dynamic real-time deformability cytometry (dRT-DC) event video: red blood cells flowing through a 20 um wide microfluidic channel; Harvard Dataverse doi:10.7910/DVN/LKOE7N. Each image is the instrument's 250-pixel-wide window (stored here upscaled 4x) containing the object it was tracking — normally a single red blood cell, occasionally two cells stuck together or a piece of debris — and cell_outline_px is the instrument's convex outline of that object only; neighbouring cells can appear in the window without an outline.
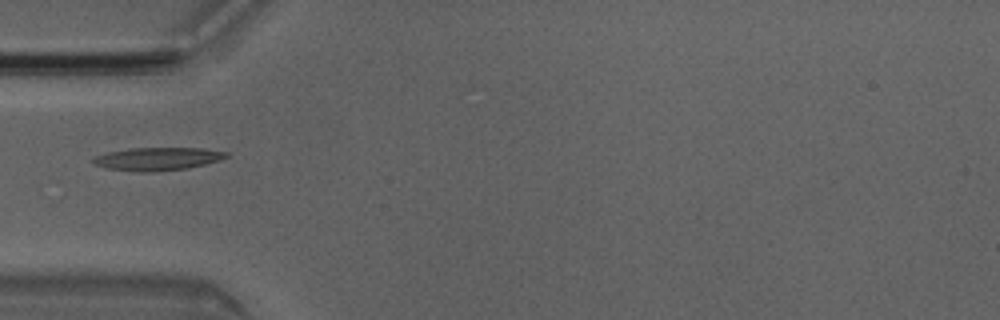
{"species": "Egyptian fruit bat (a non-hibernating species)", "species_latin": "Rousettus aegyptiacus", "temperature_condition": "room temperature", "stored_images_in_passage": 4, "camera_frame_rate_fps": 3000, "um_per_image_px": 0.085, "animal": {"sex": "male"}, "frame": {"image": 1, "passage_image": 4, "time_ms": 1.0, "image_size_px": [1000, 320], "cell_outline_px": [[228, 156], [220, 160], [188, 168], [148, 172], [140, 172], [108, 168], [92, 164], [92, 156], [108, 152], [132, 148], [204, 148], [228, 152]], "centroid_in_image_um": [13.37, 13.5], "position_along_channel_um": 71.6, "area_um2": 17.8}}